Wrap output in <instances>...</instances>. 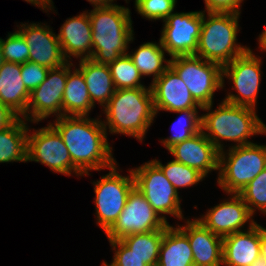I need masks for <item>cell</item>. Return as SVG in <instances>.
I'll return each instance as SVG.
<instances>
[{
	"mask_svg": "<svg viewBox=\"0 0 266 266\" xmlns=\"http://www.w3.org/2000/svg\"><path fill=\"white\" fill-rule=\"evenodd\" d=\"M50 124L69 150L75 176H88L90 171L108 169L117 162L100 117L61 116Z\"/></svg>",
	"mask_w": 266,
	"mask_h": 266,
	"instance_id": "cell-1",
	"label": "cell"
},
{
	"mask_svg": "<svg viewBox=\"0 0 266 266\" xmlns=\"http://www.w3.org/2000/svg\"><path fill=\"white\" fill-rule=\"evenodd\" d=\"M213 103L202 107L201 131L219 150H225L222 141L234 142L233 146L251 144L255 135H266V124L258 117L256 109L235 105L225 100L213 110Z\"/></svg>",
	"mask_w": 266,
	"mask_h": 266,
	"instance_id": "cell-2",
	"label": "cell"
},
{
	"mask_svg": "<svg viewBox=\"0 0 266 266\" xmlns=\"http://www.w3.org/2000/svg\"><path fill=\"white\" fill-rule=\"evenodd\" d=\"M102 111L107 135L109 131L112 135L131 136L140 142L156 118L151 88L116 89Z\"/></svg>",
	"mask_w": 266,
	"mask_h": 266,
	"instance_id": "cell-3",
	"label": "cell"
},
{
	"mask_svg": "<svg viewBox=\"0 0 266 266\" xmlns=\"http://www.w3.org/2000/svg\"><path fill=\"white\" fill-rule=\"evenodd\" d=\"M89 14L92 28V57L99 64L109 65L127 54L134 40L129 7L114 4L94 7Z\"/></svg>",
	"mask_w": 266,
	"mask_h": 266,
	"instance_id": "cell-4",
	"label": "cell"
},
{
	"mask_svg": "<svg viewBox=\"0 0 266 266\" xmlns=\"http://www.w3.org/2000/svg\"><path fill=\"white\" fill-rule=\"evenodd\" d=\"M240 14L202 11V27L195 56L222 67L250 47L237 43Z\"/></svg>",
	"mask_w": 266,
	"mask_h": 266,
	"instance_id": "cell-5",
	"label": "cell"
},
{
	"mask_svg": "<svg viewBox=\"0 0 266 266\" xmlns=\"http://www.w3.org/2000/svg\"><path fill=\"white\" fill-rule=\"evenodd\" d=\"M265 168L266 144L231 145L219 153L217 184L226 194H239Z\"/></svg>",
	"mask_w": 266,
	"mask_h": 266,
	"instance_id": "cell-6",
	"label": "cell"
},
{
	"mask_svg": "<svg viewBox=\"0 0 266 266\" xmlns=\"http://www.w3.org/2000/svg\"><path fill=\"white\" fill-rule=\"evenodd\" d=\"M117 162L110 168L109 173L101 179L93 181L96 224L104 233L115 223L124 209L131 190L135 187L132 169L127 176L119 173Z\"/></svg>",
	"mask_w": 266,
	"mask_h": 266,
	"instance_id": "cell-7",
	"label": "cell"
},
{
	"mask_svg": "<svg viewBox=\"0 0 266 266\" xmlns=\"http://www.w3.org/2000/svg\"><path fill=\"white\" fill-rule=\"evenodd\" d=\"M170 66L201 107L212 104L214 92L223 89V67L217 63L186 55L171 57Z\"/></svg>",
	"mask_w": 266,
	"mask_h": 266,
	"instance_id": "cell-8",
	"label": "cell"
},
{
	"mask_svg": "<svg viewBox=\"0 0 266 266\" xmlns=\"http://www.w3.org/2000/svg\"><path fill=\"white\" fill-rule=\"evenodd\" d=\"M135 187L144 195L156 213L169 224L166 215H172L180 221L185 220L181 209V198L162 170L149 160L132 168Z\"/></svg>",
	"mask_w": 266,
	"mask_h": 266,
	"instance_id": "cell-9",
	"label": "cell"
},
{
	"mask_svg": "<svg viewBox=\"0 0 266 266\" xmlns=\"http://www.w3.org/2000/svg\"><path fill=\"white\" fill-rule=\"evenodd\" d=\"M250 48L242 55L223 66V89L225 78L232 82V90L223 99L226 102L256 109L259 88L262 79V59Z\"/></svg>",
	"mask_w": 266,
	"mask_h": 266,
	"instance_id": "cell-10",
	"label": "cell"
},
{
	"mask_svg": "<svg viewBox=\"0 0 266 266\" xmlns=\"http://www.w3.org/2000/svg\"><path fill=\"white\" fill-rule=\"evenodd\" d=\"M31 130L28 129L27 163L38 162L49 167L53 173L70 177L73 162L58 131L50 123L46 127L33 128V132Z\"/></svg>",
	"mask_w": 266,
	"mask_h": 266,
	"instance_id": "cell-11",
	"label": "cell"
},
{
	"mask_svg": "<svg viewBox=\"0 0 266 266\" xmlns=\"http://www.w3.org/2000/svg\"><path fill=\"white\" fill-rule=\"evenodd\" d=\"M167 224L148 203L144 195L134 187L128 195L124 209L105 235L108 241L121 240L131 234L163 229Z\"/></svg>",
	"mask_w": 266,
	"mask_h": 266,
	"instance_id": "cell-12",
	"label": "cell"
},
{
	"mask_svg": "<svg viewBox=\"0 0 266 266\" xmlns=\"http://www.w3.org/2000/svg\"><path fill=\"white\" fill-rule=\"evenodd\" d=\"M163 23L159 40L167 56L196 54L202 27V10L173 12Z\"/></svg>",
	"mask_w": 266,
	"mask_h": 266,
	"instance_id": "cell-13",
	"label": "cell"
},
{
	"mask_svg": "<svg viewBox=\"0 0 266 266\" xmlns=\"http://www.w3.org/2000/svg\"><path fill=\"white\" fill-rule=\"evenodd\" d=\"M67 81V63L51 68L46 79L31 93L27 104V112L22 117L33 124L55 116H63L62 99Z\"/></svg>",
	"mask_w": 266,
	"mask_h": 266,
	"instance_id": "cell-14",
	"label": "cell"
},
{
	"mask_svg": "<svg viewBox=\"0 0 266 266\" xmlns=\"http://www.w3.org/2000/svg\"><path fill=\"white\" fill-rule=\"evenodd\" d=\"M227 196L230 197L207 209L204 215L196 218L212 233L222 238L246 230L244 227L246 223L250 228L257 222L239 194L230 193Z\"/></svg>",
	"mask_w": 266,
	"mask_h": 266,
	"instance_id": "cell-15",
	"label": "cell"
},
{
	"mask_svg": "<svg viewBox=\"0 0 266 266\" xmlns=\"http://www.w3.org/2000/svg\"><path fill=\"white\" fill-rule=\"evenodd\" d=\"M17 30L29 47V61L49 69L58 68L68 61L65 59L57 34L47 23H21Z\"/></svg>",
	"mask_w": 266,
	"mask_h": 266,
	"instance_id": "cell-16",
	"label": "cell"
},
{
	"mask_svg": "<svg viewBox=\"0 0 266 266\" xmlns=\"http://www.w3.org/2000/svg\"><path fill=\"white\" fill-rule=\"evenodd\" d=\"M150 87L156 116L159 111L176 112L187 109H202L171 66L152 82Z\"/></svg>",
	"mask_w": 266,
	"mask_h": 266,
	"instance_id": "cell-17",
	"label": "cell"
},
{
	"mask_svg": "<svg viewBox=\"0 0 266 266\" xmlns=\"http://www.w3.org/2000/svg\"><path fill=\"white\" fill-rule=\"evenodd\" d=\"M168 151L175 161L198 170L205 177L212 171H219L220 151L202 131L175 144Z\"/></svg>",
	"mask_w": 266,
	"mask_h": 266,
	"instance_id": "cell-18",
	"label": "cell"
},
{
	"mask_svg": "<svg viewBox=\"0 0 266 266\" xmlns=\"http://www.w3.org/2000/svg\"><path fill=\"white\" fill-rule=\"evenodd\" d=\"M177 227L188 237L194 266H222L223 238L212 233L195 218Z\"/></svg>",
	"mask_w": 266,
	"mask_h": 266,
	"instance_id": "cell-19",
	"label": "cell"
},
{
	"mask_svg": "<svg viewBox=\"0 0 266 266\" xmlns=\"http://www.w3.org/2000/svg\"><path fill=\"white\" fill-rule=\"evenodd\" d=\"M88 11L67 18L57 34L63 55L68 62L92 57V28Z\"/></svg>",
	"mask_w": 266,
	"mask_h": 266,
	"instance_id": "cell-20",
	"label": "cell"
},
{
	"mask_svg": "<svg viewBox=\"0 0 266 266\" xmlns=\"http://www.w3.org/2000/svg\"><path fill=\"white\" fill-rule=\"evenodd\" d=\"M261 255L260 224L223 237V266H251Z\"/></svg>",
	"mask_w": 266,
	"mask_h": 266,
	"instance_id": "cell-21",
	"label": "cell"
},
{
	"mask_svg": "<svg viewBox=\"0 0 266 266\" xmlns=\"http://www.w3.org/2000/svg\"><path fill=\"white\" fill-rule=\"evenodd\" d=\"M29 97L21 77V64L4 62L0 67V102L22 118L27 112Z\"/></svg>",
	"mask_w": 266,
	"mask_h": 266,
	"instance_id": "cell-22",
	"label": "cell"
},
{
	"mask_svg": "<svg viewBox=\"0 0 266 266\" xmlns=\"http://www.w3.org/2000/svg\"><path fill=\"white\" fill-rule=\"evenodd\" d=\"M94 106L96 105L90 99L82 72L72 62H67V81L62 99L63 116H89Z\"/></svg>",
	"mask_w": 266,
	"mask_h": 266,
	"instance_id": "cell-23",
	"label": "cell"
},
{
	"mask_svg": "<svg viewBox=\"0 0 266 266\" xmlns=\"http://www.w3.org/2000/svg\"><path fill=\"white\" fill-rule=\"evenodd\" d=\"M77 68L82 72L92 103L95 105L97 102L103 108L116 90L109 66L82 59Z\"/></svg>",
	"mask_w": 266,
	"mask_h": 266,
	"instance_id": "cell-24",
	"label": "cell"
},
{
	"mask_svg": "<svg viewBox=\"0 0 266 266\" xmlns=\"http://www.w3.org/2000/svg\"><path fill=\"white\" fill-rule=\"evenodd\" d=\"M156 266H194L188 237L176 225L165 226Z\"/></svg>",
	"mask_w": 266,
	"mask_h": 266,
	"instance_id": "cell-25",
	"label": "cell"
},
{
	"mask_svg": "<svg viewBox=\"0 0 266 266\" xmlns=\"http://www.w3.org/2000/svg\"><path fill=\"white\" fill-rule=\"evenodd\" d=\"M28 122L18 118L11 126L0 130V163L26 162Z\"/></svg>",
	"mask_w": 266,
	"mask_h": 266,
	"instance_id": "cell-26",
	"label": "cell"
},
{
	"mask_svg": "<svg viewBox=\"0 0 266 266\" xmlns=\"http://www.w3.org/2000/svg\"><path fill=\"white\" fill-rule=\"evenodd\" d=\"M166 53L159 40L158 43L144 42L135 51L128 52V55L142 77L152 75V83L170 66V59L165 58Z\"/></svg>",
	"mask_w": 266,
	"mask_h": 266,
	"instance_id": "cell-27",
	"label": "cell"
},
{
	"mask_svg": "<svg viewBox=\"0 0 266 266\" xmlns=\"http://www.w3.org/2000/svg\"><path fill=\"white\" fill-rule=\"evenodd\" d=\"M165 227L160 230L131 234L120 241L137 257L143 259L148 266H156L159 258L160 245Z\"/></svg>",
	"mask_w": 266,
	"mask_h": 266,
	"instance_id": "cell-28",
	"label": "cell"
},
{
	"mask_svg": "<svg viewBox=\"0 0 266 266\" xmlns=\"http://www.w3.org/2000/svg\"><path fill=\"white\" fill-rule=\"evenodd\" d=\"M198 111V109H187L173 112L180 114V117L173 122L171 128L173 133L171 136L159 140L167 150L201 131V115L198 114Z\"/></svg>",
	"mask_w": 266,
	"mask_h": 266,
	"instance_id": "cell-29",
	"label": "cell"
},
{
	"mask_svg": "<svg viewBox=\"0 0 266 266\" xmlns=\"http://www.w3.org/2000/svg\"><path fill=\"white\" fill-rule=\"evenodd\" d=\"M108 66L115 89L151 88L150 85L146 87L141 82L143 77L135 67L128 53L121 55Z\"/></svg>",
	"mask_w": 266,
	"mask_h": 266,
	"instance_id": "cell-30",
	"label": "cell"
},
{
	"mask_svg": "<svg viewBox=\"0 0 266 266\" xmlns=\"http://www.w3.org/2000/svg\"><path fill=\"white\" fill-rule=\"evenodd\" d=\"M164 173L165 177L170 181L175 190L178 192L180 188H188L197 185L203 181L205 176L198 170L175 161L174 159L163 165L158 159L152 160Z\"/></svg>",
	"mask_w": 266,
	"mask_h": 266,
	"instance_id": "cell-31",
	"label": "cell"
},
{
	"mask_svg": "<svg viewBox=\"0 0 266 266\" xmlns=\"http://www.w3.org/2000/svg\"><path fill=\"white\" fill-rule=\"evenodd\" d=\"M239 195L253 216L257 210L266 215V168L248 183Z\"/></svg>",
	"mask_w": 266,
	"mask_h": 266,
	"instance_id": "cell-32",
	"label": "cell"
},
{
	"mask_svg": "<svg viewBox=\"0 0 266 266\" xmlns=\"http://www.w3.org/2000/svg\"><path fill=\"white\" fill-rule=\"evenodd\" d=\"M7 38H1L2 53L5 62L22 64L29 61L30 50L23 36L16 30Z\"/></svg>",
	"mask_w": 266,
	"mask_h": 266,
	"instance_id": "cell-33",
	"label": "cell"
},
{
	"mask_svg": "<svg viewBox=\"0 0 266 266\" xmlns=\"http://www.w3.org/2000/svg\"><path fill=\"white\" fill-rule=\"evenodd\" d=\"M177 0H137L134 5L136 12L146 20L164 21L175 9Z\"/></svg>",
	"mask_w": 266,
	"mask_h": 266,
	"instance_id": "cell-34",
	"label": "cell"
},
{
	"mask_svg": "<svg viewBox=\"0 0 266 266\" xmlns=\"http://www.w3.org/2000/svg\"><path fill=\"white\" fill-rule=\"evenodd\" d=\"M109 243L111 250L114 251V256L110 264L103 261L104 266H148L143 259L131 253L120 240H110Z\"/></svg>",
	"mask_w": 266,
	"mask_h": 266,
	"instance_id": "cell-35",
	"label": "cell"
},
{
	"mask_svg": "<svg viewBox=\"0 0 266 266\" xmlns=\"http://www.w3.org/2000/svg\"><path fill=\"white\" fill-rule=\"evenodd\" d=\"M48 72L49 68L34 62L21 64V77L30 93L46 79Z\"/></svg>",
	"mask_w": 266,
	"mask_h": 266,
	"instance_id": "cell-36",
	"label": "cell"
},
{
	"mask_svg": "<svg viewBox=\"0 0 266 266\" xmlns=\"http://www.w3.org/2000/svg\"><path fill=\"white\" fill-rule=\"evenodd\" d=\"M244 0H204V12H221L241 14V3Z\"/></svg>",
	"mask_w": 266,
	"mask_h": 266,
	"instance_id": "cell-37",
	"label": "cell"
},
{
	"mask_svg": "<svg viewBox=\"0 0 266 266\" xmlns=\"http://www.w3.org/2000/svg\"><path fill=\"white\" fill-rule=\"evenodd\" d=\"M19 117L0 102V130L11 126Z\"/></svg>",
	"mask_w": 266,
	"mask_h": 266,
	"instance_id": "cell-38",
	"label": "cell"
},
{
	"mask_svg": "<svg viewBox=\"0 0 266 266\" xmlns=\"http://www.w3.org/2000/svg\"><path fill=\"white\" fill-rule=\"evenodd\" d=\"M24 1L40 8V10H42L43 12L45 11L46 13L49 11H53V13L56 12V10H54L55 7L53 5L54 4L53 0H24Z\"/></svg>",
	"mask_w": 266,
	"mask_h": 266,
	"instance_id": "cell-39",
	"label": "cell"
},
{
	"mask_svg": "<svg viewBox=\"0 0 266 266\" xmlns=\"http://www.w3.org/2000/svg\"><path fill=\"white\" fill-rule=\"evenodd\" d=\"M260 249L261 256L266 259V228L260 225Z\"/></svg>",
	"mask_w": 266,
	"mask_h": 266,
	"instance_id": "cell-40",
	"label": "cell"
},
{
	"mask_svg": "<svg viewBox=\"0 0 266 266\" xmlns=\"http://www.w3.org/2000/svg\"><path fill=\"white\" fill-rule=\"evenodd\" d=\"M94 7H107L114 5L116 0H87Z\"/></svg>",
	"mask_w": 266,
	"mask_h": 266,
	"instance_id": "cell-41",
	"label": "cell"
},
{
	"mask_svg": "<svg viewBox=\"0 0 266 266\" xmlns=\"http://www.w3.org/2000/svg\"><path fill=\"white\" fill-rule=\"evenodd\" d=\"M258 37H259L257 38L258 39L257 41L259 44L258 48H260L262 52H265L266 51V25H265L264 30L262 31L261 34H259Z\"/></svg>",
	"mask_w": 266,
	"mask_h": 266,
	"instance_id": "cell-42",
	"label": "cell"
},
{
	"mask_svg": "<svg viewBox=\"0 0 266 266\" xmlns=\"http://www.w3.org/2000/svg\"><path fill=\"white\" fill-rule=\"evenodd\" d=\"M251 266H266V259L260 255Z\"/></svg>",
	"mask_w": 266,
	"mask_h": 266,
	"instance_id": "cell-43",
	"label": "cell"
},
{
	"mask_svg": "<svg viewBox=\"0 0 266 266\" xmlns=\"http://www.w3.org/2000/svg\"><path fill=\"white\" fill-rule=\"evenodd\" d=\"M4 62L5 61H4V58H3L1 38H0V67L3 65Z\"/></svg>",
	"mask_w": 266,
	"mask_h": 266,
	"instance_id": "cell-44",
	"label": "cell"
}]
</instances>
